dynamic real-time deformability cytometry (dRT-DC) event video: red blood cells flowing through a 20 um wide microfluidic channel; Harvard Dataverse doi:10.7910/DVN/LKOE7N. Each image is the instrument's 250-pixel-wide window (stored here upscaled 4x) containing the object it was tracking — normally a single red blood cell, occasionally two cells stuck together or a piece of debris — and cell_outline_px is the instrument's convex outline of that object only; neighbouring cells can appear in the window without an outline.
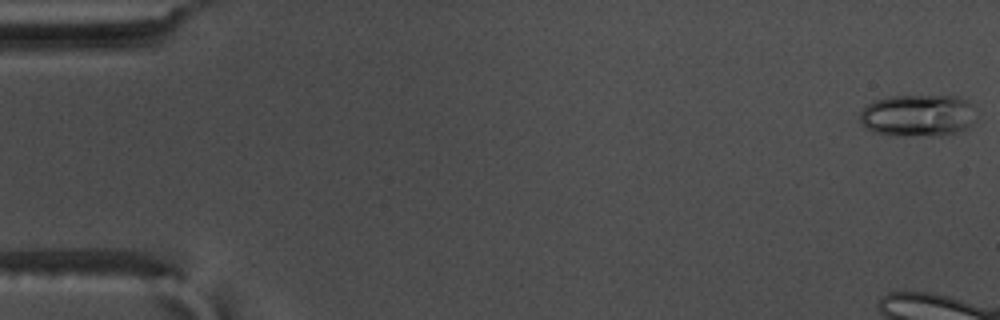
{"species": "common noctule bat (a hibernating species)", "species_latin": "Nyctalus noctula", "temperature_condition": "warm", "stored_images_in_passage": 13, "camera_frame_rate_fps": 3000, "um_per_image_px": 0.085, "animal": {"sex": "male", "body_mass_g": 17.5, "forearm_length_mm": 52.3}, "frame": {"image": 1, "passage_image": 1, "time_ms": 0.0, "image_size_px": [1000, 320], "cell_outline_px": [[976, 120], [968, 128], [944, 136], [888, 136], [872, 132], [860, 120], [860, 112], [868, 104], [876, 100], [892, 96], [956, 96], [972, 104]], "centroid_in_image_um": [78.04, 9.84], "position_along_channel_um": 7.0, "area_um2": 28.84}}